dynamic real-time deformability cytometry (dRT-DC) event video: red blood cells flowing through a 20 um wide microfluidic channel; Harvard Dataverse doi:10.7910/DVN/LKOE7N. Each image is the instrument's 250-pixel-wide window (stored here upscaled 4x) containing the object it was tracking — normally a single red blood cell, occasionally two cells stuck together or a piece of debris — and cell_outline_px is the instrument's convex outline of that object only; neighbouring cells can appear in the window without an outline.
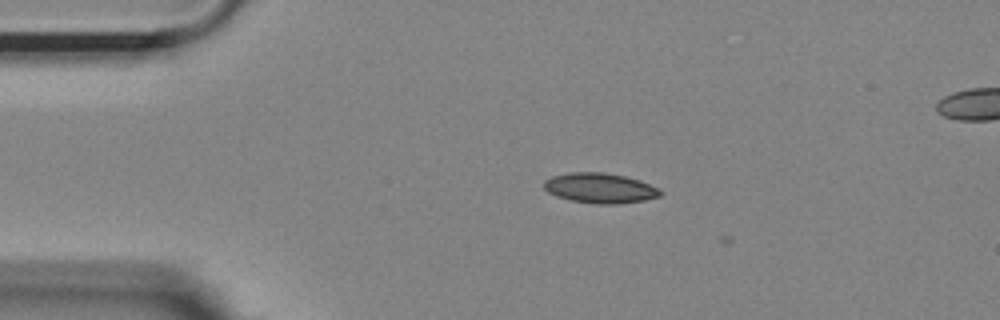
{"species": "Egyptian fruit bat (a non-hibernating species)", "species_latin": "Rousettus aegyptiacus", "temperature_condition": "room temperature", "stored_images_in_passage": 6, "camera_frame_rate_fps": 3000, "um_per_image_px": 0.085, "animal": {"sex": "female"}, "frame": {"image": 1, "passage_image": 4, "time_ms": 1.0, "image_size_px": [1000, 320], "cell_outline_px": [[664, 192], [660, 196], [644, 200], [616, 204], [596, 204], [572, 200], [556, 196], [548, 192], [544, 188], [544, 180], [552, 176], [568, 172], [604, 172], [624, 176], [640, 180], [660, 188]], "centroid_in_image_um": [51.02, 15.98], "position_along_channel_um": 34.0, "area_um2": 20.52}}